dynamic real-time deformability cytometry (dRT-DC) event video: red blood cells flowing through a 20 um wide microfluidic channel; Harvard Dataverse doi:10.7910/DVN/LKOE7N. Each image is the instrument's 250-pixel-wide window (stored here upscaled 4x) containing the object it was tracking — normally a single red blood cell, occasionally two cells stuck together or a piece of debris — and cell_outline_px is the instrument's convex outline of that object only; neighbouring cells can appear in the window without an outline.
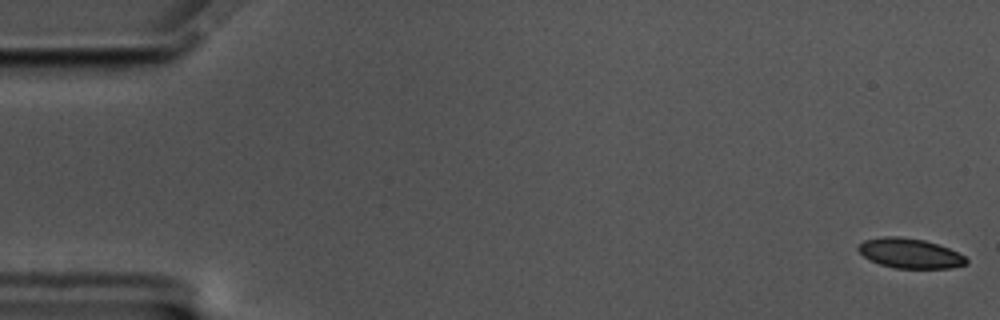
{"species": "common noctule bat (a hibernating species)", "species_latin": "Nyctalus noctula", "temperature_condition": "cold", "stored_images_in_passage": 15, "camera_frame_rate_fps": 3000, "um_per_image_px": 0.085, "animal": {"sex": "male", "body_mass_g": 17.5, "forearm_length_mm": 52.3}, "frame": {"image": 1, "passage_image": 1, "time_ms": 0.0, "image_size_px": [1000, 320], "cell_outline_px": [[968, 264], [952, 268], [896, 268], [880, 264], [864, 256], [856, 248], [864, 240], [880, 236], [900, 236], [924, 240], [948, 248], [964, 256], [968, 260]], "centroid_in_image_um": [77.34, 21.52], "position_along_channel_um": 7.7, "area_um2": 18.67}}
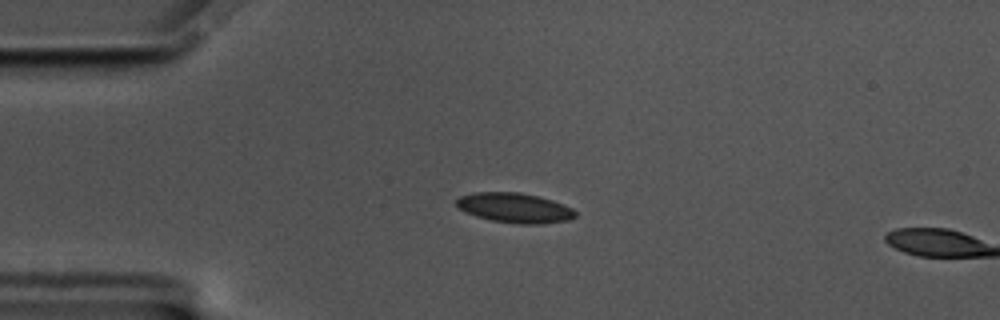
{"frame": {"image": 2, "passage_image": 14, "time_ms": 4.333, "image_size_px": [1000, 320], "cell_outline_px": [[576, 216], [568, 220], [540, 224], [520, 224], [492, 220], [476, 216], [460, 208], [456, 204], [456, 200], [460, 196], [476, 192], [520, 192], [552, 200], [564, 204], [572, 208], [576, 212]], "centroid_in_image_um": [43.77, 17.66], "position_along_channel_um": 41.2, "area_um2": 20.46}}